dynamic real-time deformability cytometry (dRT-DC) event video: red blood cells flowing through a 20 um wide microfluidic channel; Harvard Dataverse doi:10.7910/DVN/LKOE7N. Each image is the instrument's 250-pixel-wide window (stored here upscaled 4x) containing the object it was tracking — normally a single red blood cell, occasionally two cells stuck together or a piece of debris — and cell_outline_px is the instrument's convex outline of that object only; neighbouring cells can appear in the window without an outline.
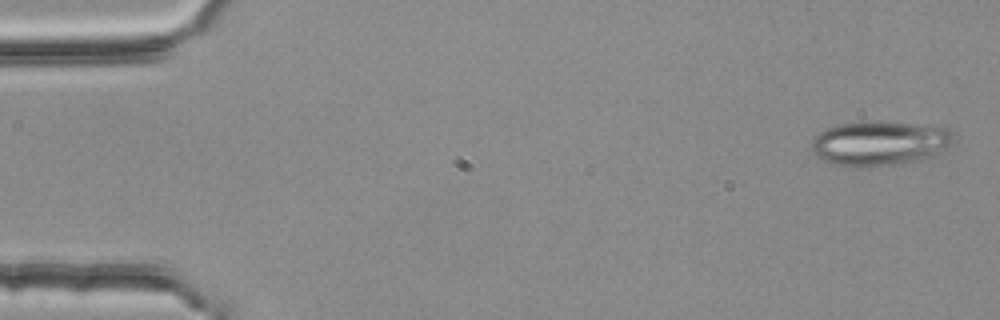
{"species": "common noctule bat (a hibernating species)", "species_latin": "Nyctalus noctula", "temperature_condition": "room temperature", "stored_images_in_passage": 4, "camera_frame_rate_fps": 3000, "um_per_image_px": 0.085, "animal": {"sex": "female", "body_mass_g": 25.1}, "frame": {"image": 1, "passage_image": 1, "time_ms": 0.0, "image_size_px": [1000, 320], "cell_outline_px": [[956, 140], [936, 156], [920, 160], [892, 164], [860, 168], [856, 168], [832, 164], [816, 156], [812, 152], [812, 140], [824, 128], [836, 124], [860, 120], [884, 120], [948, 128], [956, 132]], "centroid_in_image_um": [74.79, 12.15], "position_along_channel_um": 10.2, "area_um2": 38.03}}